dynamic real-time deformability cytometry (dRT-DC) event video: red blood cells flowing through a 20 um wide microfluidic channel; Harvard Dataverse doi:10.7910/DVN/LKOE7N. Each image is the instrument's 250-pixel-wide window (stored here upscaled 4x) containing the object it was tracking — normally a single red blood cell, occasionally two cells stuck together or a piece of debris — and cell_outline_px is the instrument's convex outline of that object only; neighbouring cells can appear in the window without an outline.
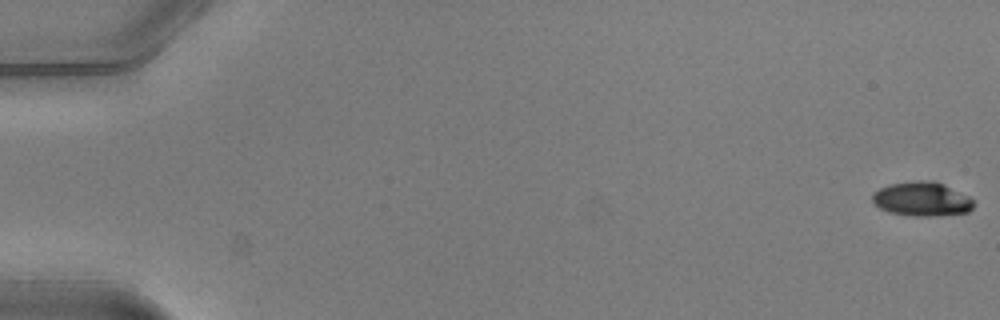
{"species": "common noctule bat (a hibernating species)", "species_latin": "Nyctalus noctula", "temperature_condition": "warm", "stored_images_in_passage": 6, "camera_frame_rate_fps": 3000, "um_per_image_px": 0.085, "animal": {"sex": "male", "body_mass_g": 20.5, "forearm_length_mm": 52.5}, "frame": {"image": 1, "passage_image": 1, "time_ms": 0.0, "image_size_px": [1000, 320], "cell_outline_px": [[972, 208], [968, 212], [936, 216], [916, 216], [888, 212], [880, 208], [872, 200], [872, 196], [880, 188], [888, 184], [916, 180], [932, 180], [944, 184], [968, 196], [972, 200]], "centroid_in_image_um": [78.35, 16.91], "position_along_channel_um": 6.7, "area_um2": 20.06}}